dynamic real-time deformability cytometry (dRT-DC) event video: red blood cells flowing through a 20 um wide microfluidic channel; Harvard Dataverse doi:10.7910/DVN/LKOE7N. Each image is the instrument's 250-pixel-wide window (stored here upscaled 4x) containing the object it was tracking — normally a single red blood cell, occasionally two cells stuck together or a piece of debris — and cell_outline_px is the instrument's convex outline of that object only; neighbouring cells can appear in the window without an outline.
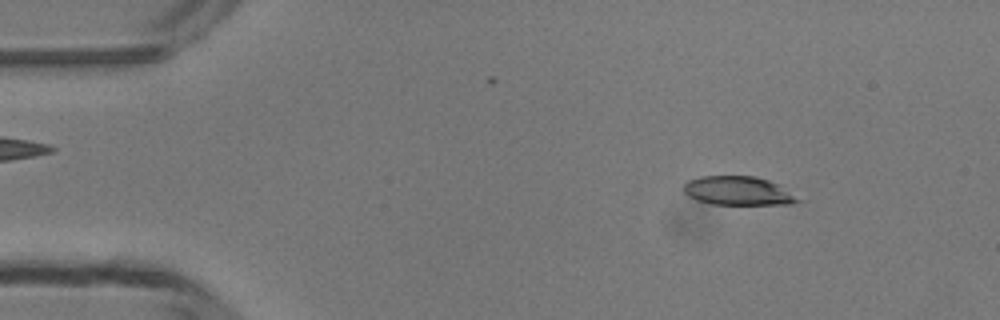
{"species": "common noctule bat (a hibernating species)", "species_latin": "Nyctalus noctula", "temperature_condition": "room temperature", "stored_images_in_passage": 48, "camera_frame_rate_fps": 3000, "um_per_image_px": 0.085, "animal": {"sex": "male", "body_mass_g": 13.3}, "frame": {"image": 1, "passage_image": 6, "time_ms": 1.667, "image_size_px": [1000, 320], "cell_outline_px": [[800, 200], [792, 204], [712, 204], [696, 200], [688, 196], [684, 192], [684, 184], [688, 180], [700, 176], [752, 176], [768, 180], [780, 184]], "centroid_in_image_um": [62.71, 16.21], "position_along_channel_um": 22.3, "area_um2": 19.07}}
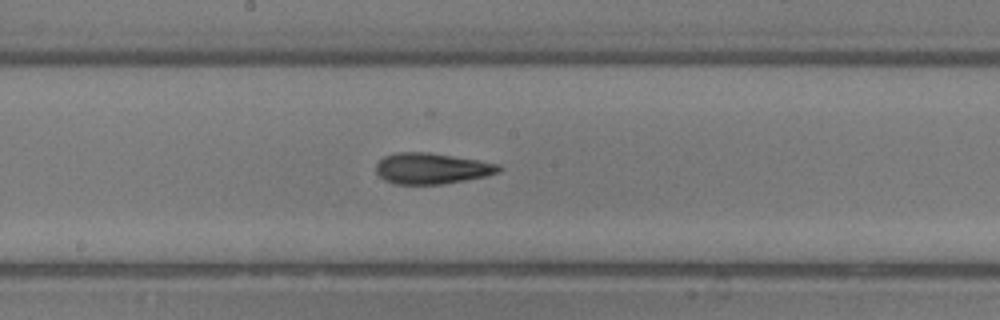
{"frame": {"image": 2, "passage_image": 25, "time_ms": 8.0, "image_size_px": [1000, 320], "cell_outline_px": [[504, 168], [500, 172], [484, 176], [444, 184], [396, 184], [384, 180], [376, 172], [376, 164], [384, 156], [396, 152], [428, 152], [500, 164]], "centroid_in_image_um": [36.69, 14.32], "position_along_channel_um": 211.5, "area_um2": 22.08}}
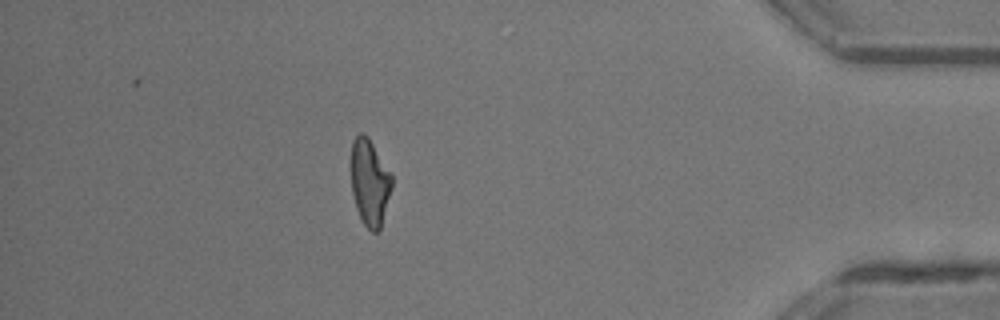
{"frame": {"image": 3, "passage_image": 42, "time_ms": 13.667, "image_size_px": [1000, 320], "cell_outline_px": [[392, 188], [380, 228], [376, 232], [372, 232], [364, 224], [356, 208], [352, 192], [352, 140], [360, 132], [364, 132], [368, 136], [392, 176]], "centroid_in_image_um": [31.43, 15.49], "position_along_channel_um": 403.8, "area_um2": 20.23}, "authors_computed_cell_mechanics": {"area_um2": 21.2126, "velocity_mm_per_s": 4.2532, "shape_relaxation_time_tau1_ms": 9.2145, "shape_relaxation_time_tau2_ms": 2.1799, "deformation_change_tau1": 0.2327, "deformation_change_tau2": 0.1121}}